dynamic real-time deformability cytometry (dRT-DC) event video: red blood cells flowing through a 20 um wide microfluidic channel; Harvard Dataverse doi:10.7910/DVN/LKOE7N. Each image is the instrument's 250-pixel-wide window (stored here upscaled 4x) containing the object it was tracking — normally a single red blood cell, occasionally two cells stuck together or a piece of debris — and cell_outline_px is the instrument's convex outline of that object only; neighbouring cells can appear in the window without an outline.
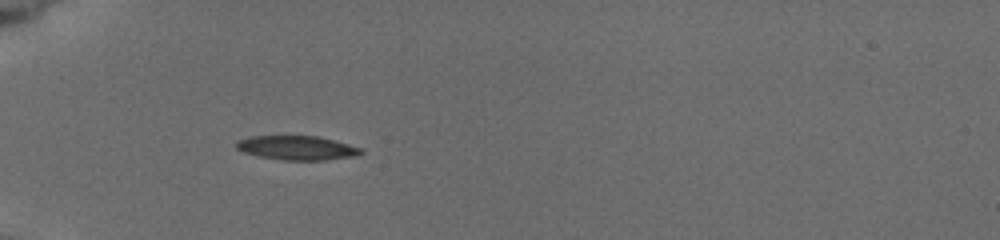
{"species": "common noctule bat (a hibernating species)", "species_latin": "Nyctalus noctula", "temperature_condition": "cold", "stored_images_in_passage": 8, "camera_frame_rate_fps": 3000, "um_per_image_px": 0.085, "animal": {"sex": "female", "body_mass_g": 19.5, "forearm_length_mm": 54.1}, "frame": {"image": 1, "passage_image": 7, "time_ms": 5.333, "image_size_px": [1000, 240], "cell_outline_px": [[364, 152], [356, 156], [324, 160], [284, 160], [260, 156], [244, 152], [236, 148], [236, 140], [248, 136], [316, 136], [332, 140], [360, 148]], "centroid_in_image_um": [25.2, 12.56], "position_along_channel_um": 59.8, "area_um2": 17.34}}
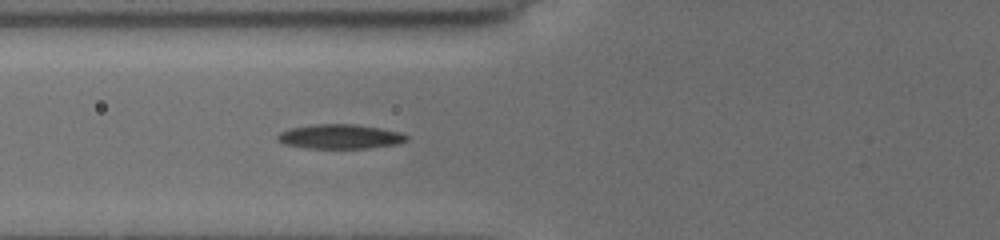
{"frame": {"image": 2, "passage_image": 8, "time_ms": 6.667, "image_size_px": [1000, 240], "cell_outline_px": [[408, 140], [396, 144], [368, 148], [304, 148], [284, 144], [276, 140], [276, 136], [280, 132], [288, 128], [316, 124], [356, 124], [380, 128], [400, 132], [408, 136]], "centroid_in_image_um": [28.86, 11.6], "position_along_channel_um": 96.9, "area_um2": 18.5}}